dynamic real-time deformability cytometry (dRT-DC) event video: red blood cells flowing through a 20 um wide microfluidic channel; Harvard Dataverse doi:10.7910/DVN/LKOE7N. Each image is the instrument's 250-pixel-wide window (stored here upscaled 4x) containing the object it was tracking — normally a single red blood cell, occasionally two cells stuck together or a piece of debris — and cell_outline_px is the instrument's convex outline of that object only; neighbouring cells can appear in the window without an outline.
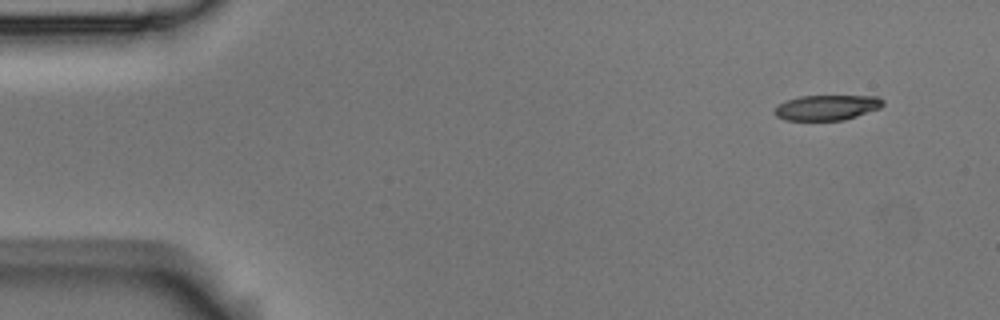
{"species": "Egyptian fruit bat (a non-hibernating species)", "species_latin": "Rousettus aegyptiacus", "temperature_condition": "room temperature", "stored_images_in_passage": 3, "camera_frame_rate_fps": 3000, "um_per_image_px": 0.085, "animal": {"sex": "male"}, "frame": {"image": 1, "passage_image": 1, "time_ms": 0.0, "image_size_px": [1000, 320], "cell_outline_px": [[884, 104], [880, 108], [844, 120], [784, 120], [776, 116], [772, 112], [780, 104], [788, 100], [800, 96], [880, 96], [884, 100]], "centroid_in_image_um": [70.3, 9.14], "position_along_channel_um": 14.7, "area_um2": 15.9}}